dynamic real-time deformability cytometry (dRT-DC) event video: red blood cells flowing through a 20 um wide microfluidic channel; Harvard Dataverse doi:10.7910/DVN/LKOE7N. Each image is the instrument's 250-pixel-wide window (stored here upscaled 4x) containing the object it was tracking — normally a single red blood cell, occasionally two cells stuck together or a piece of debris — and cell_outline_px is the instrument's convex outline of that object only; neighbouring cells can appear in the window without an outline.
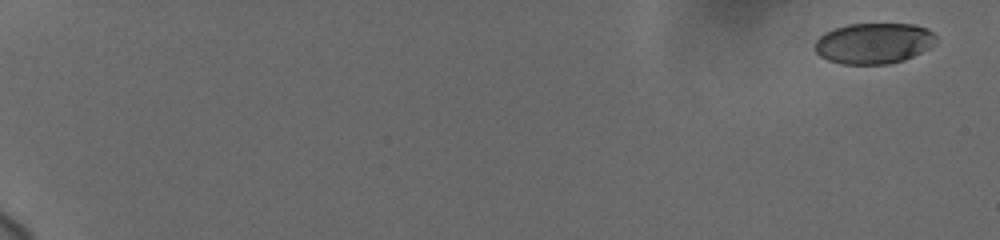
{"species": "human", "species_latin": "Homo sapiens", "temperature_condition": "cold", "stored_images_in_passage": 8, "camera_frame_rate_fps": 3000, "um_per_image_px": 0.085, "donor": {"sex": "female"}, "frame": {"image": 1, "passage_image": 1, "time_ms": 0.0, "image_size_px": [1000, 240], "cell_outline_px": [[936, 36], [928, 48], [904, 60], [888, 64], [840, 64], [828, 60], [820, 56], [816, 52], [816, 40], [820, 36], [836, 28], [848, 24], [916, 24], [928, 28]], "centroid_in_image_um": [74.26, 3.68], "position_along_channel_um": 10.7, "area_um2": 28.5}}
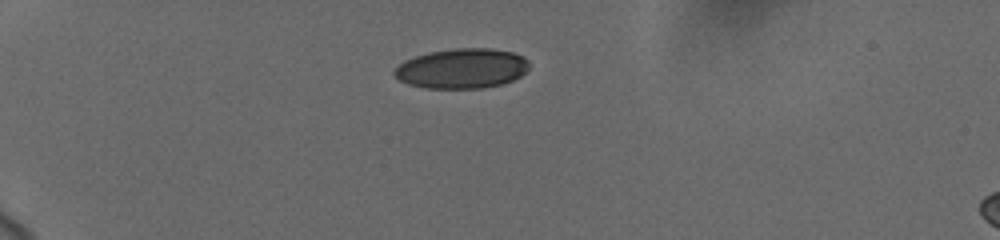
{"frame": {"image": 2, "passage_image": 6, "time_ms": 5.333, "image_size_px": [1000, 240], "cell_outline_px": [[528, 68], [520, 76], [512, 80], [500, 84], [484, 88], [424, 88], [408, 84], [400, 80], [392, 72], [404, 60], [416, 56], [432, 52], [456, 48], [488, 48], [512, 52], [528, 60]], "centroid_in_image_um": [39.24, 5.82], "position_along_channel_um": 45.8, "area_um2": 31.04}}
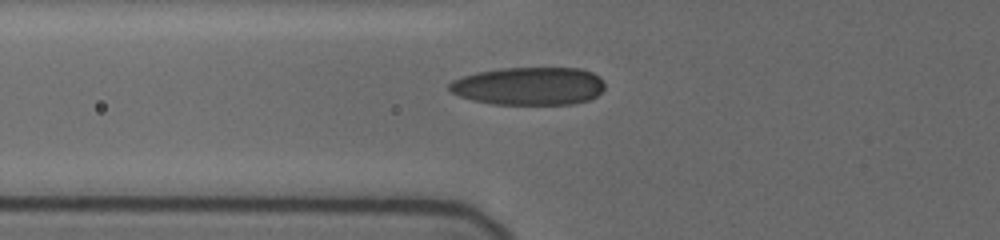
{"frame": {"image": 3, "passage_image": 8, "time_ms": 7.667, "image_size_px": [1000, 240], "cell_outline_px": [[604, 88], [596, 96], [588, 100], [572, 104], [492, 104], [472, 100], [460, 96], [452, 92], [448, 88], [448, 84], [452, 80], [476, 72], [500, 68], [580, 68], [592, 72], [600, 76], [604, 80]], "centroid_in_image_um": [44.97, 7.31], "position_along_channel_um": 80.8, "area_um2": 34.56}}